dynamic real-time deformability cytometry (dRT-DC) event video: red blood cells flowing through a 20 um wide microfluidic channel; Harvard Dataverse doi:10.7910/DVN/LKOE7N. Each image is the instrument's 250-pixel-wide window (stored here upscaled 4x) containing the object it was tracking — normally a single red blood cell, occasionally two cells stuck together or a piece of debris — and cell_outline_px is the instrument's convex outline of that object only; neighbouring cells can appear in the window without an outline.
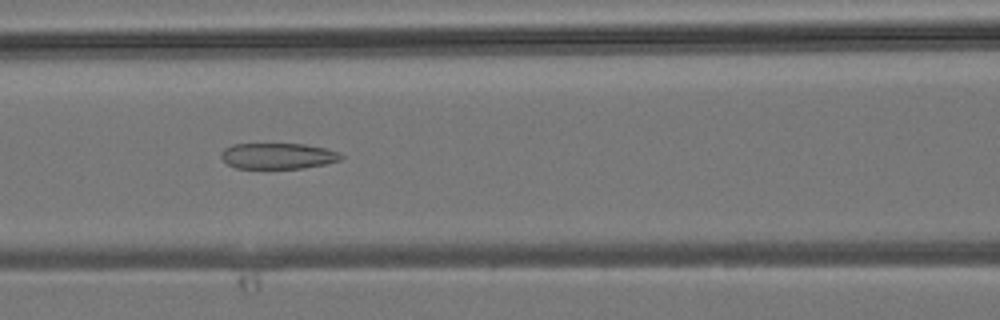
{"species": "common noctule bat (a hibernating species)", "species_latin": "Nyctalus noctula", "temperature_condition": "room temperature", "stored_images_in_passage": 43, "camera_frame_rate_fps": 3000, "um_per_image_px": 0.085, "animal": {"sex": "male", "body_mass_g": 19.2, "forearm_length_mm": 51.8}, "frame": {"image": 1, "passage_image": 18, "time_ms": 5.667, "image_size_px": [1000, 320], "cell_outline_px": [[344, 156], [340, 160], [324, 164], [304, 168], [236, 168], [228, 164], [220, 156], [220, 152], [224, 148], [232, 144], [304, 144], [324, 148], [336, 152]], "centroid_in_image_um": [23.58, 13.25], "position_along_channel_um": 143.0, "area_um2": 17.98}}
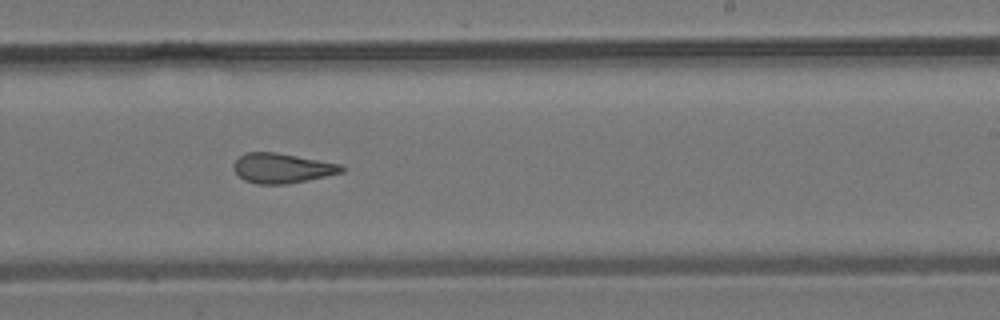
{"frame": {"image": 2, "passage_image": 26, "time_ms": 8.333, "image_size_px": [1000, 320], "cell_outline_px": [[348, 168], [344, 172], [288, 184], [256, 184], [244, 180], [236, 172], [232, 164], [240, 156], [248, 152], [276, 152], [340, 164]], "centroid_in_image_um": [23.99, 14.3], "position_along_channel_um": 265.0, "area_um2": 18.73}}
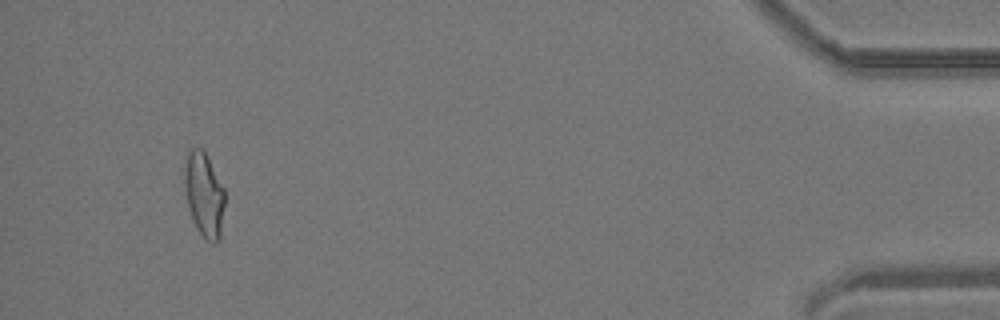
{"frame": {"image": 3, "passage_image": 41, "time_ms": 13.333, "image_size_px": [1000, 320], "cell_outline_px": [[224, 204], [220, 240], [216, 244], [212, 244], [204, 240], [192, 216], [188, 204], [184, 180], [184, 168], [188, 152], [192, 148], [204, 148], [224, 188]], "centroid_in_image_um": [17.37, 16.54], "position_along_channel_um": 417.8, "area_um2": 19.77}}